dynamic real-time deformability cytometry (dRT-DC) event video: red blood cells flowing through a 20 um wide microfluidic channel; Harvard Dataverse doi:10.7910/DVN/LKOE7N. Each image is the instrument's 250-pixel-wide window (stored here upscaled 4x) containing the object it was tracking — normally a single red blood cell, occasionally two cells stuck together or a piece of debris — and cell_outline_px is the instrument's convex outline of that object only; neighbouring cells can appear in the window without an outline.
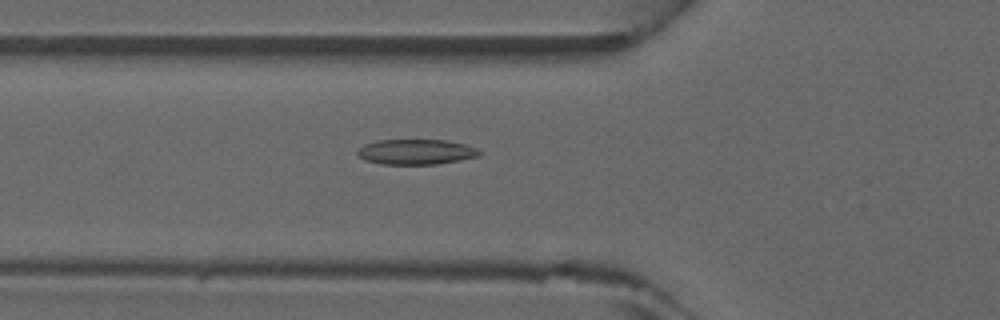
{"species": "common noctule bat (a hibernating species)", "species_latin": "Nyctalus noctula", "temperature_condition": "warm", "stored_images_in_passage": 46, "camera_frame_rate_fps": 3000, "um_per_image_px": 0.085, "animal": {"sex": "male", "forearm_length_mm": 52.5}, "frame": {"image": 1, "passage_image": 17, "time_ms": 5.333, "image_size_px": [1000, 320], "cell_outline_px": [[484, 152], [480, 156], [460, 160], [436, 164], [380, 164], [364, 160], [356, 152], [364, 144], [376, 140], [444, 140], [464, 144], [476, 148]], "centroid_in_image_um": [35.38, 12.91], "position_along_channel_um": 90.4, "area_um2": 17.98}}
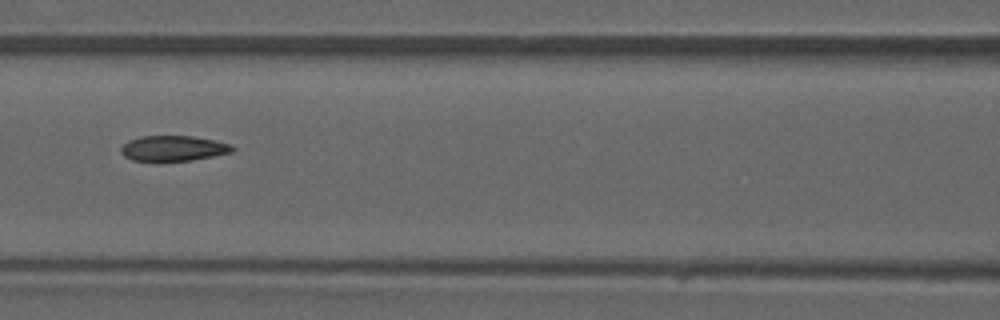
{"frame": {"image": 2, "passage_image": 21, "time_ms": 6.667, "image_size_px": [1000, 320], "cell_outline_px": [[236, 148], [232, 152], [192, 160], [132, 160], [124, 156], [120, 152], [120, 148], [128, 140], [140, 136], [192, 136], [232, 144]], "centroid_in_image_um": [14.73, 12.59], "position_along_channel_um": 151.9, "area_um2": 16.3}}
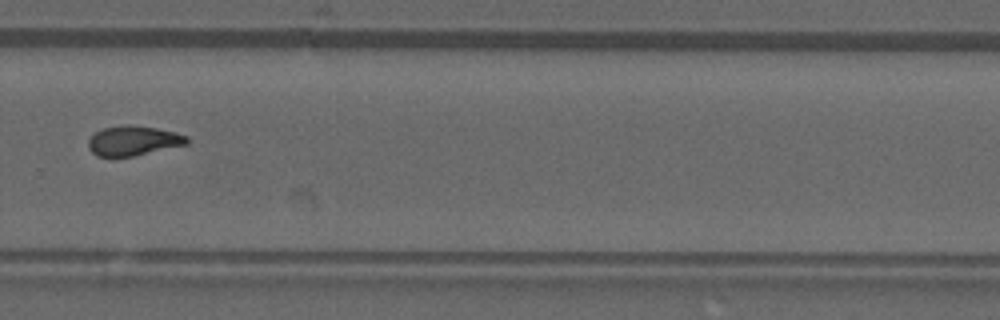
{"frame": {"image": 3, "passage_image": 32, "time_ms": 10.333, "image_size_px": [1000, 320], "cell_outline_px": [[188, 144], [132, 156], [96, 156], [88, 148], [88, 140], [96, 132], [104, 128], [120, 124], [128, 124], [156, 128], [176, 132], [188, 136]], "centroid_in_image_um": [11.33, 11.94], "position_along_channel_um": 318.5, "area_um2": 17.05}}